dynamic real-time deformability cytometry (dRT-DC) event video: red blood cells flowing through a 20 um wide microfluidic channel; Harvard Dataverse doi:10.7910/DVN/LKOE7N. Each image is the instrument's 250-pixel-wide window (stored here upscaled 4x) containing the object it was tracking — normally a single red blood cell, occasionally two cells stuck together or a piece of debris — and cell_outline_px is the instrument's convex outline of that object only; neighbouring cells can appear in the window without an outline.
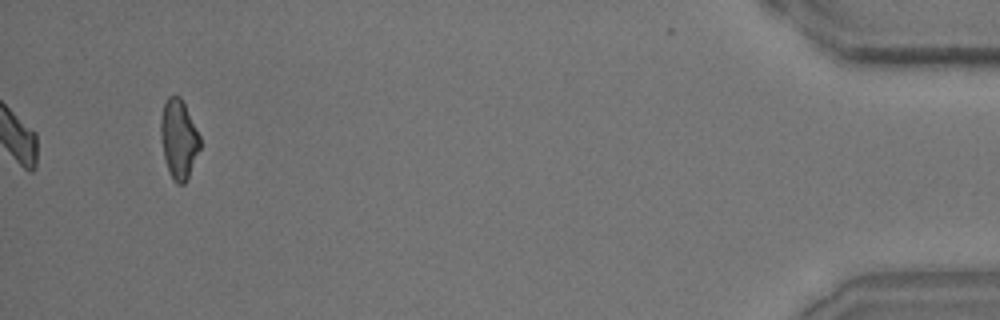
{"species": "common noctule bat (a hibernating species)", "species_latin": "Nyctalus noctula", "temperature_condition": "room temperature", "stored_images_in_passage": 38, "camera_frame_rate_fps": 3000, "um_per_image_px": 0.085, "animal": {"sex": "male", "body_mass_g": 15.6}, "frame": {"image": 1, "passage_image": 38, "time_ms": 12.333, "image_size_px": [1000, 320], "cell_outline_px": [[200, 148], [188, 176], [184, 184], [176, 184], [172, 180], [168, 172], [164, 156], [160, 136], [160, 120], [164, 104], [168, 96], [180, 96], [200, 136]], "centroid_in_image_um": [15.17, 11.84], "position_along_channel_um": 420.0, "area_um2": 17.98}}